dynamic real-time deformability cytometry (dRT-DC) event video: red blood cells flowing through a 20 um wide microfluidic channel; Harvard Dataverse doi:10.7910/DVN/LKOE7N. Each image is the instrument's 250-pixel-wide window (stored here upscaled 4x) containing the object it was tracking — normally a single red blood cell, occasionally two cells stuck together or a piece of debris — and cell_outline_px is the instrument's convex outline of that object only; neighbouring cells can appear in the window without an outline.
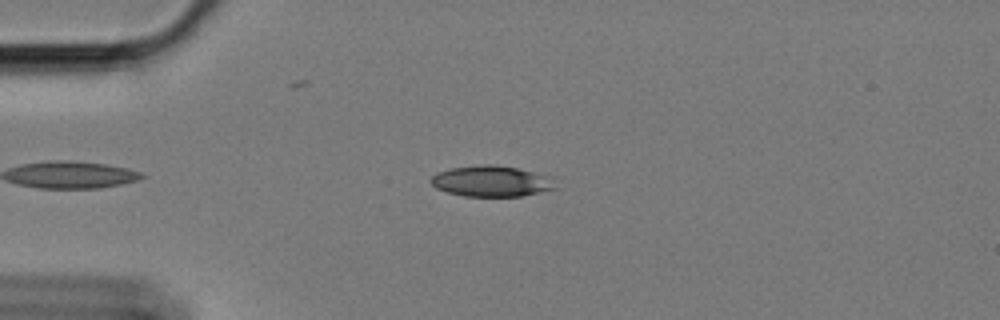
{"species": "Egyptian fruit bat (a non-hibernating species)", "species_latin": "Rousettus aegyptiacus", "temperature_condition": "cold", "stored_images_in_passage": 50, "camera_frame_rate_fps": 3000, "um_per_image_px": 0.085, "animal": {"sex": "female"}, "frame": {"image": 1, "passage_image": 10, "time_ms": 3.0, "image_size_px": [1000, 320], "cell_outline_px": [[560, 188], [520, 196], [464, 196], [448, 192], [436, 188], [428, 180], [436, 172], [452, 168], [480, 164], [496, 164], [516, 168], [552, 176]], "centroid_in_image_um": [41.81, 15.39], "position_along_channel_um": 43.2, "area_um2": 22.72}}
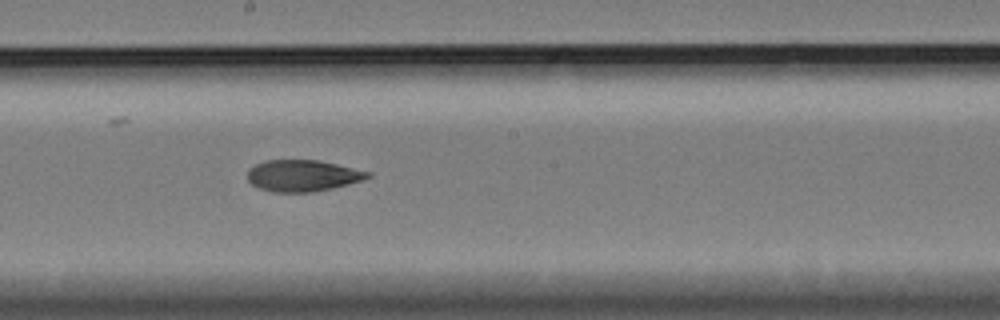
{"frame": {"image": 2, "passage_image": 28, "time_ms": 9.0, "image_size_px": [1000, 320], "cell_outline_px": [[372, 176], [364, 180], [332, 188], [312, 192], [272, 192], [260, 188], [252, 184], [248, 180], [248, 168], [264, 160], [320, 160], [372, 172]], "centroid_in_image_um": [25.75, 14.92], "position_along_channel_um": 222.5, "area_um2": 22.2}}
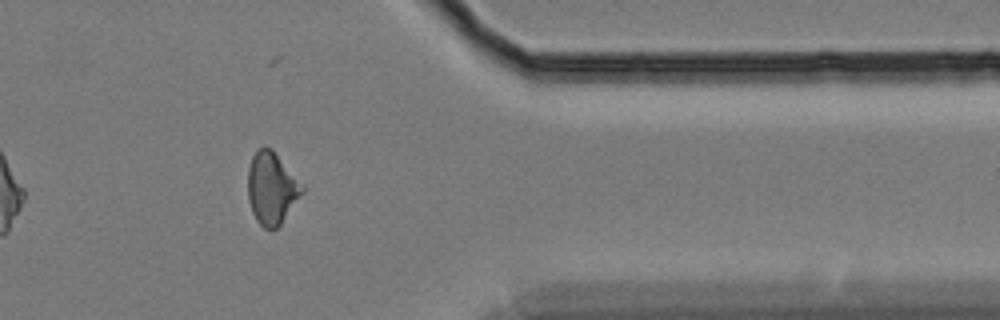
{"frame": {"image": 3, "passage_image": 44, "time_ms": 14.333, "image_size_px": [1000, 320], "cell_outline_px": [[304, 188], [280, 224], [276, 228], [264, 228], [256, 220], [252, 212], [248, 200], [248, 168], [252, 156], [256, 148], [264, 144], [304, 184]], "centroid_in_image_um": [23.04, 15.98], "position_along_channel_um": 388.4, "area_um2": 22.25}, "authors_computed_cell_mechanics": {"area_um2": 22.6287, "velocity_mm_per_s": 3.3712, "shape_relaxation_time_tau1_ms": 8.1887, "shape_relaxation_time_tau2_ms": 4.8023, "deformation_change_tau1": 0.1718, "deformation_change_tau2": 0.1035}}